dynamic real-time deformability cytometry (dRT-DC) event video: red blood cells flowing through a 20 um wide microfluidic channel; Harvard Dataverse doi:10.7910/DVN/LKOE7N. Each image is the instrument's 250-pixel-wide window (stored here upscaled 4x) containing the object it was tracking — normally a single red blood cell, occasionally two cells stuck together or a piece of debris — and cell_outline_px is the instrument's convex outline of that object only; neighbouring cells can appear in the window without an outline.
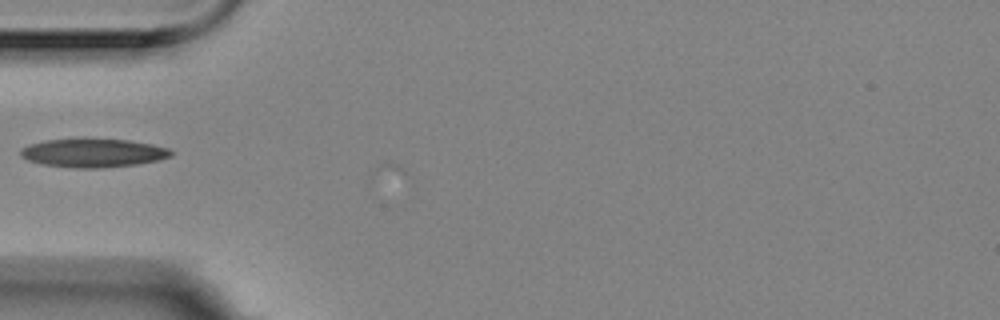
{"species": "Egyptian fruit bat (a non-hibernating species)", "species_latin": "Rousettus aegyptiacus", "temperature_condition": "room temperature", "stored_images_in_passage": 25, "camera_frame_rate_fps": 3000, "um_per_image_px": 0.085, "animal": {"sex": "female"}, "frame": {"image": 1, "passage_image": 2, "time_ms": 0.333, "image_size_px": [1000, 320], "cell_outline_px": [[172, 156], [156, 160], [136, 164], [100, 168], [72, 168], [44, 164], [28, 160], [20, 156], [20, 148], [28, 144], [44, 140], [84, 136], [128, 140], [152, 144], [168, 148], [172, 152]], "centroid_in_image_um": [7.85, 12.95], "position_along_channel_um": 77.1, "area_um2": 25.84}}